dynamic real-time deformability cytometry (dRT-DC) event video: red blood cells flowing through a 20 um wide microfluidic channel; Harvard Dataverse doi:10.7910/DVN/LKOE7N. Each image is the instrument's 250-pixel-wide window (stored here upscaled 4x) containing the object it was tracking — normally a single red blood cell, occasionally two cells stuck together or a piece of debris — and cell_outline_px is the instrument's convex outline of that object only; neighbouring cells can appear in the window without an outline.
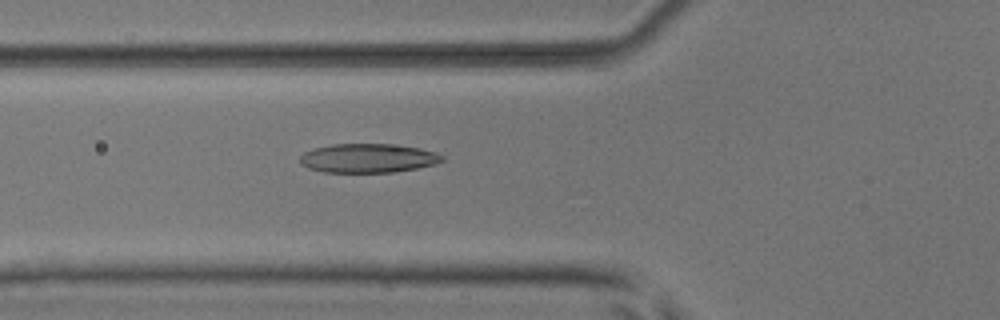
{"species": "common noctule bat (a hibernating species)", "species_latin": "Nyctalus noctula", "temperature_condition": "room temperature", "stored_images_in_passage": 53, "camera_frame_rate_fps": 3000, "um_per_image_px": 0.085, "animal": {"sex": "male", "body_mass_g": 17.9, "forearm_length_mm": 54.2}, "frame": {"image": 1, "passage_image": 20, "time_ms": 6.333, "image_size_px": [1000, 320], "cell_outline_px": [[444, 160], [436, 164], [416, 168], [392, 172], [324, 172], [308, 168], [300, 164], [300, 156], [304, 152], [316, 148], [332, 144], [388, 144], [420, 148], [436, 152], [444, 156]], "centroid_in_image_um": [31.29, 13.44], "position_along_channel_um": 94.5, "area_um2": 23.99}}
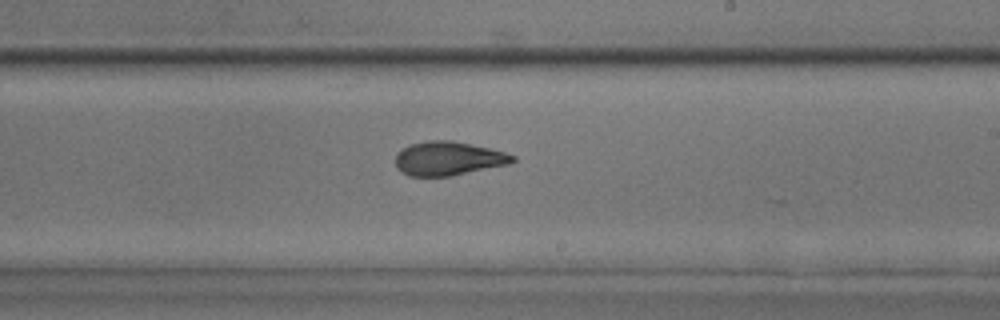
{"frame": {"image": 2, "passage_image": 32, "time_ms": 10.333, "image_size_px": [1000, 320], "cell_outline_px": [[516, 160], [508, 164], [452, 176], [408, 176], [396, 168], [396, 152], [412, 144], [428, 140], [452, 140], [488, 148], [504, 152], [516, 156]], "centroid_in_image_um": [38.09, 13.48], "position_along_channel_um": 250.9, "area_um2": 23.06}}
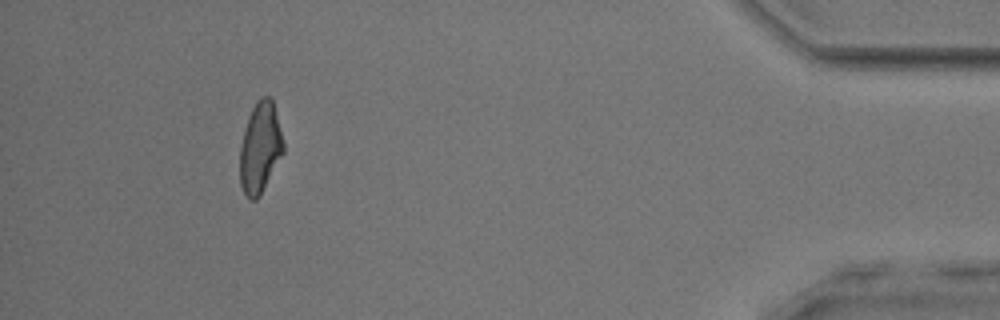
{"frame": {"image": 3, "passage_image": 49, "time_ms": 16.0, "image_size_px": [1000, 320], "cell_outline_px": [[284, 152], [260, 196], [256, 200], [248, 200], [240, 184], [240, 144], [244, 128], [248, 116], [256, 100], [260, 96], [268, 96], [272, 100], [284, 144]], "centroid_in_image_um": [22.09, 12.57], "position_along_channel_um": 413.1, "area_um2": 23.06}, "authors_computed_cell_mechanics": {"area_um2": 23.409, "velocity_mm_per_s": 3.9179, "shape_relaxation_time_tau1_ms": 6.3128, "shape_relaxation_time_tau2_ms": 1.7537, "deformation_change_tau1": 0.2044, "deformation_change_tau2": 0.0865}}